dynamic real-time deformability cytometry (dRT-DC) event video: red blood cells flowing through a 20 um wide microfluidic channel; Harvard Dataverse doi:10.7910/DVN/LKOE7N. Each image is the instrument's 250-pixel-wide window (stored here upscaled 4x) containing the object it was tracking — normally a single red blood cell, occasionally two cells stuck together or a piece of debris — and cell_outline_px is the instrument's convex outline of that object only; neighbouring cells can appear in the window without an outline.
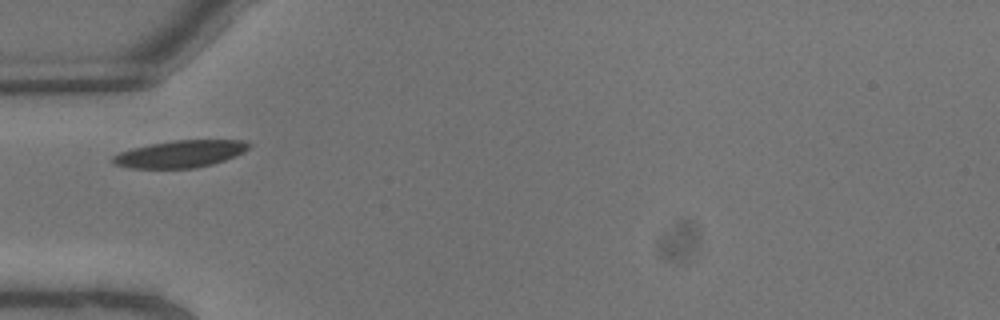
{"species": "common noctule bat (a hibernating species)", "species_latin": "Nyctalus noctula", "temperature_condition": "warm", "stored_images_in_passage": 3, "camera_frame_rate_fps": 3000, "um_per_image_px": 0.085, "animal": {"sex": "male", "body_mass_g": 13.3}, "frame": {"image": 1, "passage_image": 1, "time_ms": 0.0, "image_size_px": [1000, 320], "cell_outline_px": [[252, 144], [244, 152], [224, 160], [212, 164], [196, 168], [132, 168], [112, 164], [112, 156], [120, 152], [132, 148], [152, 144], [176, 140], [244, 140]], "centroid_in_image_um": [15.32, 13.08], "position_along_channel_um": 69.7, "area_um2": 21.39}}
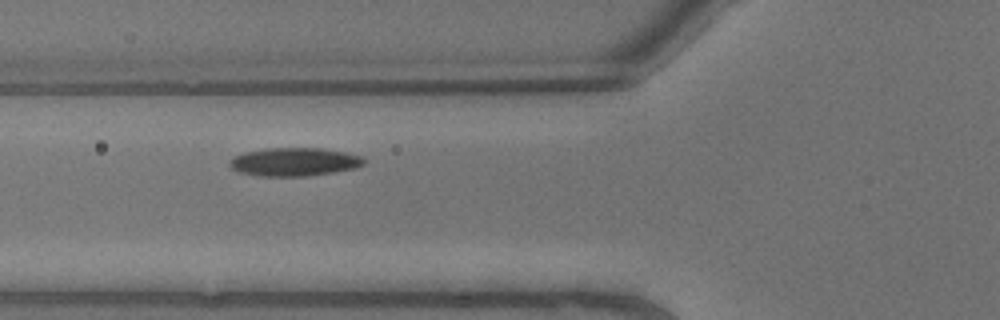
{"frame": {"image": 2, "passage_image": 2, "time_ms": 0.333, "image_size_px": [1000, 320], "cell_outline_px": [[364, 164], [356, 168], [336, 172], [308, 176], [260, 176], [236, 172], [228, 164], [228, 160], [244, 152], [268, 148], [320, 148], [344, 152], [360, 156], [364, 160]], "centroid_in_image_um": [24.98, 13.77], "position_along_channel_um": 100.8, "area_um2": 22.25}}
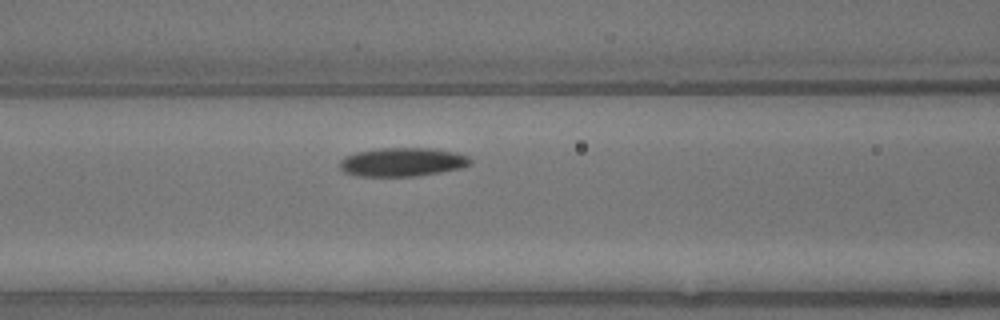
{"frame": {"image": 3, "passage_image": 3, "time_ms": 0.667, "image_size_px": [1000, 320], "cell_outline_px": [[472, 164], [460, 168], [440, 172], [416, 176], [356, 176], [344, 172], [340, 168], [340, 160], [344, 156], [356, 152], [380, 148], [436, 148], [456, 152], [468, 156], [472, 160]], "centroid_in_image_um": [34.21, 13.77], "position_along_channel_um": 132.4, "area_um2": 22.02}}